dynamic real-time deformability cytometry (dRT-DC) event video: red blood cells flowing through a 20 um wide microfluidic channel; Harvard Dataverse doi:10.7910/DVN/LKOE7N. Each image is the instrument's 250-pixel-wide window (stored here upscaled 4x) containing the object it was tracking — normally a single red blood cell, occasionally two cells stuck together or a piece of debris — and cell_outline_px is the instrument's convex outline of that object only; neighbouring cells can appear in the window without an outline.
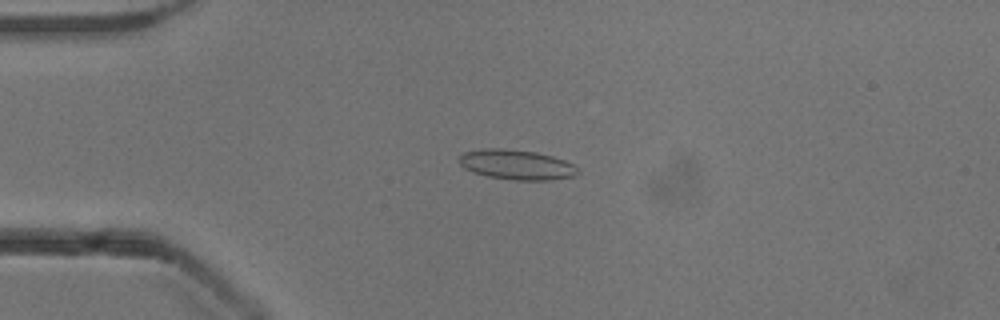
{"species": "common noctule bat (a hibernating species)", "species_latin": "Nyctalus noctula", "temperature_condition": "cold", "stored_images_in_passage": 52, "camera_frame_rate_fps": 3000, "um_per_image_px": 0.085, "animal": {"sex": "male", "body_mass_g": 13.3}, "frame": {"image": 1, "passage_image": 13, "time_ms": 4.0, "image_size_px": [1000, 320], "cell_outline_px": [[580, 172], [576, 176], [548, 180], [512, 180], [488, 176], [472, 172], [464, 168], [460, 164], [460, 156], [464, 152], [484, 148], [504, 148], [536, 152], [552, 156], [564, 160], [580, 168]], "centroid_in_image_um": [43.94, 14.0], "position_along_channel_um": 41.1, "area_um2": 20.81}}
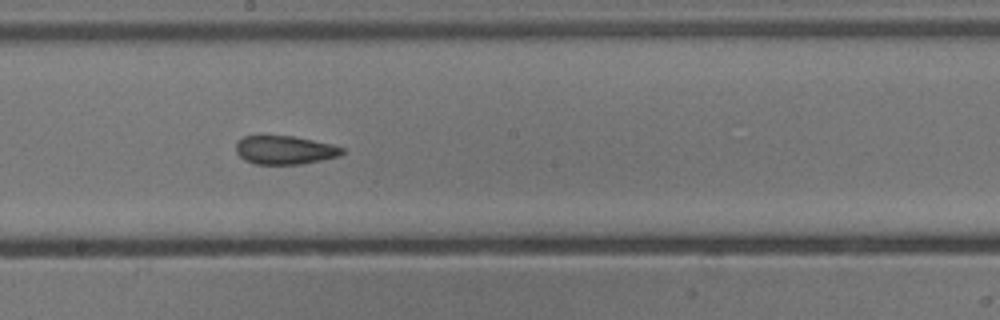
{"frame": {"image": 2, "passage_image": 29, "time_ms": 9.333, "image_size_px": [1000, 320], "cell_outline_px": [[344, 152], [340, 156], [300, 164], [256, 164], [244, 160], [236, 152], [236, 144], [244, 136], [292, 136], [332, 144], [344, 148]], "centroid_in_image_um": [24.21, 12.76], "position_along_channel_um": 224.0, "area_um2": 17.51}}
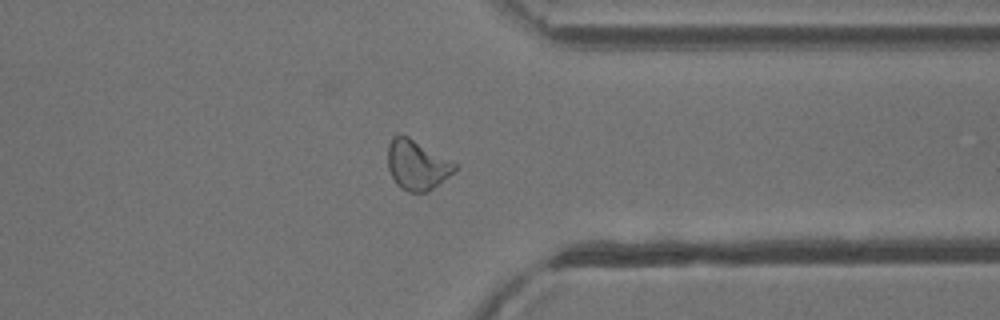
{"frame": {"image": 3, "passage_image": 41, "time_ms": 13.333, "image_size_px": [1000, 320], "cell_outline_px": [[456, 168], [448, 176], [428, 192], [408, 192], [400, 188], [396, 184], [388, 168], [388, 144], [392, 136], [408, 136], [452, 160], [456, 164]], "centroid_in_image_um": [35.42, 14.02], "position_along_channel_um": 376.0, "area_um2": 19.31}, "authors_computed_cell_mechanics": {"area_um2": 19.9121, "velocity_mm_per_s": 3.9226, "shape_relaxation_time_tau1_ms": null, "shape_relaxation_time_tau2_ms": 2.186, "deformation_change_tau1": null, "deformation_change_tau2": 0.0908}}